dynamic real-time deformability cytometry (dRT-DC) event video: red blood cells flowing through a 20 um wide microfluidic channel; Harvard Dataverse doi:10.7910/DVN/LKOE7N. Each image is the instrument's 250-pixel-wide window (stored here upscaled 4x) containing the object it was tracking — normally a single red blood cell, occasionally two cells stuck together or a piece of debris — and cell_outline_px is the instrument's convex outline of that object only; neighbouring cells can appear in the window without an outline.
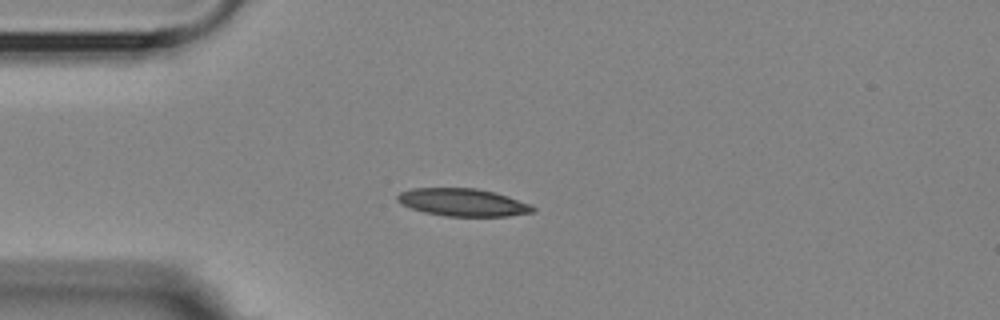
{"species": "Egyptian fruit bat (a non-hibernating species)", "species_latin": "Rousettus aegyptiacus", "temperature_condition": "room temperature", "stored_images_in_passage": 8, "camera_frame_rate_fps": 3000, "um_per_image_px": 0.085, "animal": {"sex": "female"}, "frame": {"image": 1, "passage_image": 3, "time_ms": 2.333, "image_size_px": [1000, 320], "cell_outline_px": [[536, 212], [508, 216], [444, 216], [424, 212], [400, 204], [396, 200], [396, 196], [400, 192], [412, 188], [476, 188], [496, 192], [532, 204], [536, 208]], "centroid_in_image_um": [39.37, 17.2], "position_along_channel_um": 45.6, "area_um2": 22.08}}
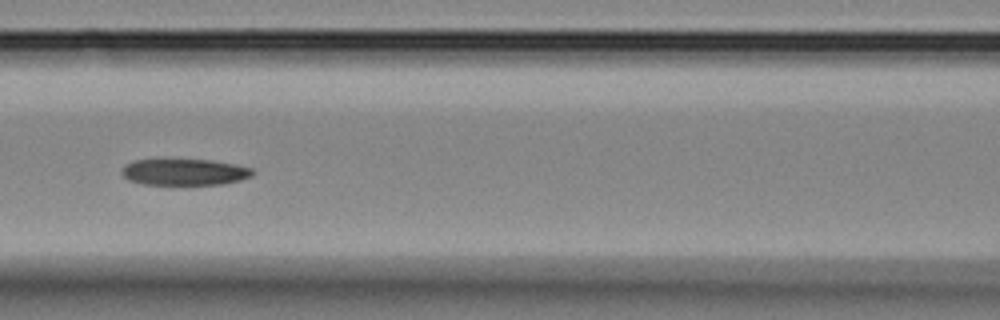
{"frame": {"image": 2, "passage_image": 6, "time_ms": 5.667, "image_size_px": [1000, 320], "cell_outline_px": [[256, 172], [252, 176], [240, 180], [224, 184], [144, 184], [128, 180], [120, 172], [124, 164], [136, 160], [212, 160], [236, 164], [252, 168]], "centroid_in_image_um": [15.71, 14.62], "position_along_channel_um": 150.9, "area_um2": 20.11}}
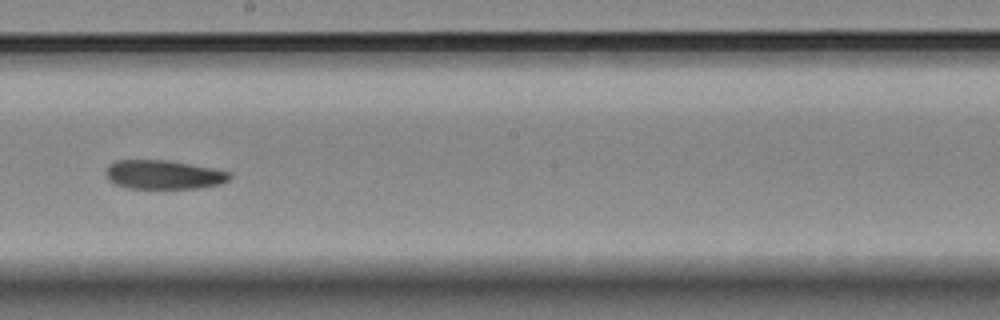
{"frame": {"image": 3, "passage_image": 8, "time_ms": 8.0, "image_size_px": [1000, 320], "cell_outline_px": [[232, 176], [228, 180], [220, 184], [200, 188], [124, 188], [108, 180], [104, 176], [104, 172], [108, 164], [116, 160], [168, 160], [212, 168], [232, 172]], "centroid_in_image_um": [13.87, 14.84], "position_along_channel_um": 234.3, "area_um2": 21.15}}